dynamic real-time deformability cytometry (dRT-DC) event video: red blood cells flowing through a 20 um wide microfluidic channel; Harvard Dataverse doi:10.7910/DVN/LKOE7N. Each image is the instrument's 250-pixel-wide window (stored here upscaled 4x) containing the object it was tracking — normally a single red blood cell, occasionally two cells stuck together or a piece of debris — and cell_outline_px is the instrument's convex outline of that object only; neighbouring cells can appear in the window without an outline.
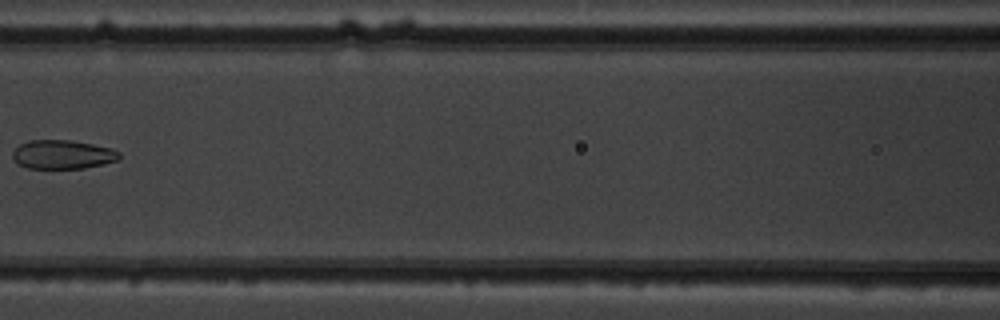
{"species": "common noctule bat (a hibernating species)", "species_latin": "Nyctalus noctula", "temperature_condition": "warm", "stored_images_in_passage": 7, "camera_frame_rate_fps": 3000, "um_per_image_px": 0.085, "animal": {"sex": "male", "body_mass_g": 19.5, "forearm_length_mm": 54.6}, "frame": {"image": 1, "passage_image": 6, "time_ms": 7.667, "image_size_px": [1000, 320], "cell_outline_px": [[120, 156], [116, 160], [104, 164], [84, 168], [28, 168], [16, 164], [12, 156], [12, 152], [20, 144], [28, 140], [72, 140], [112, 148], [120, 152]], "centroid_in_image_um": [5.3, 13.13], "position_along_channel_um": 161.3, "area_um2": 18.03}}
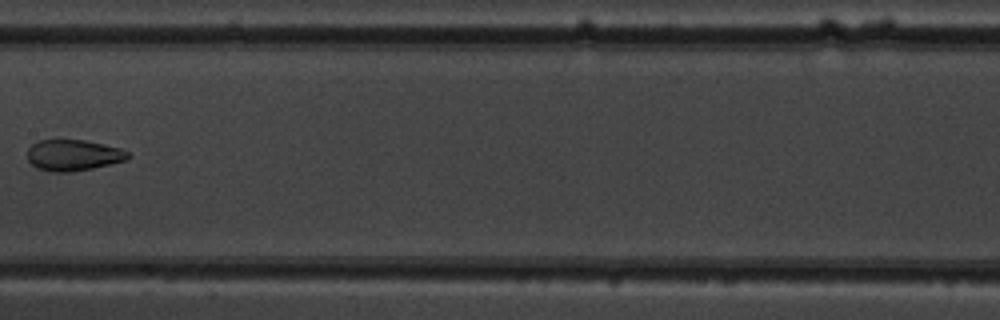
{"frame": {"image": 2, "passage_image": 7, "time_ms": 8.667, "image_size_px": [1000, 320], "cell_outline_px": [[132, 156], [128, 160], [92, 168], [72, 172], [52, 172], [36, 168], [28, 160], [28, 148], [36, 140], [56, 136], [84, 140], [104, 144], [120, 148], [128, 152]], "centroid_in_image_um": [6.19, 13.14], "position_along_channel_um": 201.2, "area_um2": 19.07}}